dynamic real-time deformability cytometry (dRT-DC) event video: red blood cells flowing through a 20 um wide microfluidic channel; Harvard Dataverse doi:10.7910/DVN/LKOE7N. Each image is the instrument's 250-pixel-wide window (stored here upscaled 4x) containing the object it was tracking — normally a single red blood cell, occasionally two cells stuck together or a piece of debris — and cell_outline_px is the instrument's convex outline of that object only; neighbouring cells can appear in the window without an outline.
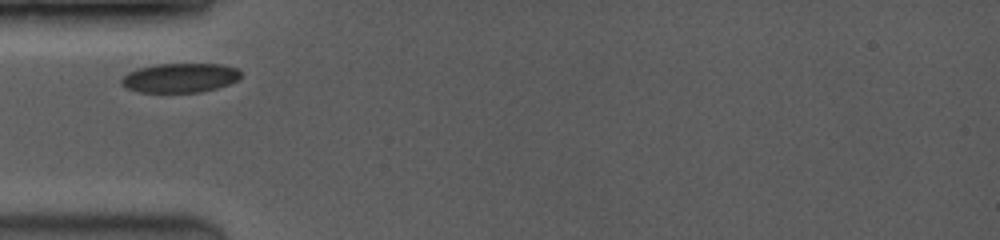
{"species": "common noctule bat (a hibernating species)", "species_latin": "Nyctalus noctula", "temperature_condition": "room temperature", "stored_images_in_passage": 32, "camera_frame_rate_fps": 3500, "um_per_image_px": 0.085, "animal": {"sex": "female", "body_mass_g": 19.0, "forearm_length_mm": 53.3}, "frame": {"image": 1, "passage_image": 1, "time_ms": 0.0, "image_size_px": [1000, 240], "cell_outline_px": [[240, 76], [236, 80], [228, 84], [216, 88], [200, 92], [140, 92], [128, 88], [120, 84], [120, 80], [128, 72], [136, 68], [156, 64], [220, 64], [236, 68], [240, 72]], "centroid_in_image_um": [15.26, 6.61], "position_along_channel_um": 69.7, "area_um2": 20.29}}
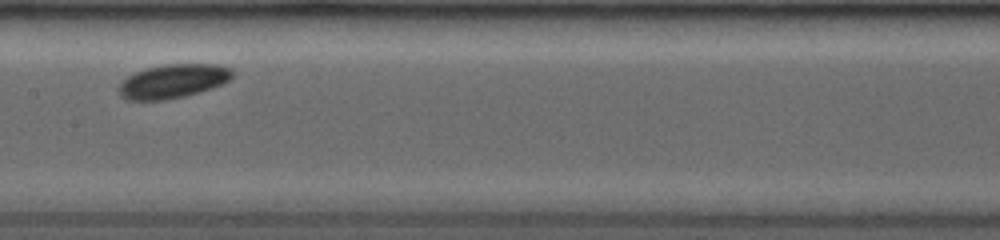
{"frame": {"image": 2, "passage_image": 12, "time_ms": 3.143, "image_size_px": [1000, 240], "cell_outline_px": [[236, 72], [224, 84], [200, 92], [184, 96], [164, 100], [124, 100], [120, 96], [120, 80], [136, 72], [148, 68], [164, 64], [220, 64], [232, 68]], "centroid_in_image_um": [14.74, 6.89], "position_along_channel_um": 192.7, "area_um2": 22.66}}
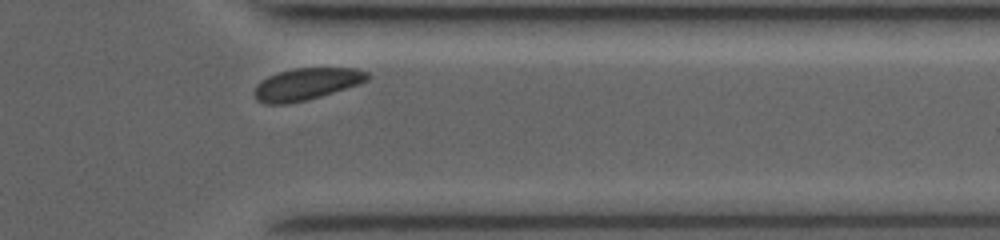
{"frame": {"image": 3, "passage_image": 29, "time_ms": 8.0, "image_size_px": [1000, 240], "cell_outline_px": [[372, 76], [368, 80], [320, 96], [304, 100], [284, 104], [264, 104], [256, 100], [256, 84], [260, 80], [276, 72], [292, 68], [356, 68], [368, 72]], "centroid_in_image_um": [26.03, 7.12], "position_along_channel_um": 385.4, "area_um2": 20.87}}